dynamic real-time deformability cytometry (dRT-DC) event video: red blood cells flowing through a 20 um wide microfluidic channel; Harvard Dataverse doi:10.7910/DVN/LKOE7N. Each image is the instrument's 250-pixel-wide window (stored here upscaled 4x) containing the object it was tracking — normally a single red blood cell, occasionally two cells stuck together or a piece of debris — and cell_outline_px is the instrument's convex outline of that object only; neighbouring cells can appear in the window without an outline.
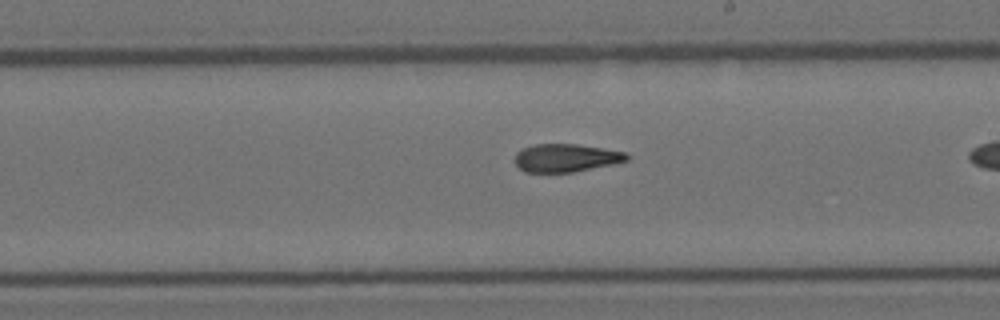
{"species": "Egyptian fruit bat (a non-hibernating species)", "species_latin": "Rousettus aegyptiacus", "temperature_condition": "room temperature", "stored_images_in_passage": 36, "camera_frame_rate_fps": 3000, "um_per_image_px": 0.085, "animal": {"sex": "female"}, "frame": {"image": 1, "passage_image": 26, "time_ms": 8.333, "image_size_px": [1000, 320], "cell_outline_px": [[628, 160], [612, 164], [572, 172], [524, 172], [512, 160], [516, 152], [524, 148], [536, 144], [576, 144], [628, 152]], "centroid_in_image_um": [48.08, 13.42], "position_along_channel_um": 240.9, "area_um2": 18.26}}